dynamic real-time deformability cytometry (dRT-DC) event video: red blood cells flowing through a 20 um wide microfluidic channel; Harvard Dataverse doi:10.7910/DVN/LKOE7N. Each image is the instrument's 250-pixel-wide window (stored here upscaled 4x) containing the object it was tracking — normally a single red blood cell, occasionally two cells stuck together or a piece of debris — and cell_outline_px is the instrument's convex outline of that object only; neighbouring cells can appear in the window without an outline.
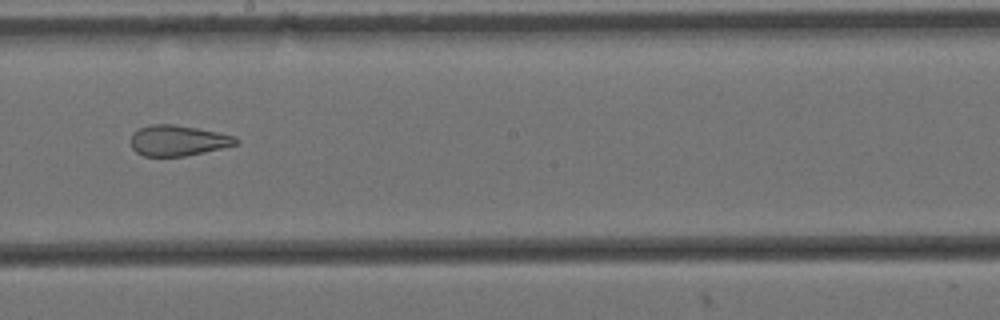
{"species": "Egyptian fruit bat (a non-hibernating species)", "species_latin": "Rousettus aegyptiacus", "temperature_condition": "cold", "stored_images_in_passage": 12, "camera_frame_rate_fps": 3000, "um_per_image_px": 0.085, "animal": {"sex": "female"}, "frame": {"image": 1, "passage_image": 10, "time_ms": 3.0, "image_size_px": [1000, 320], "cell_outline_px": [[240, 140], [236, 144], [204, 152], [184, 156], [144, 156], [136, 152], [132, 148], [128, 140], [132, 132], [140, 128], [152, 124], [172, 124], [196, 128], [236, 136]], "centroid_in_image_um": [15.07, 11.94], "position_along_channel_um": 233.1, "area_um2": 18.79}}
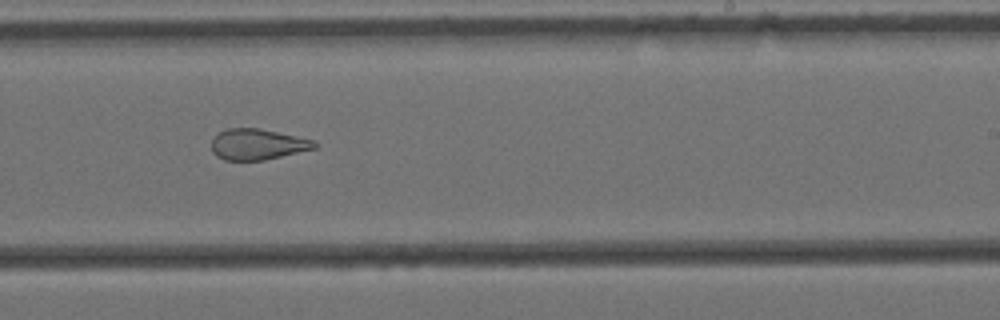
{"frame": {"image": 2, "passage_image": 11, "time_ms": 3.333, "image_size_px": [1000, 320], "cell_outline_px": [[320, 144], [316, 148], [264, 160], [224, 160], [216, 156], [212, 152], [212, 140], [220, 132], [228, 128], [260, 128], [316, 140]], "centroid_in_image_um": [21.93, 12.26], "position_along_channel_um": 267.1, "area_um2": 18.61}}
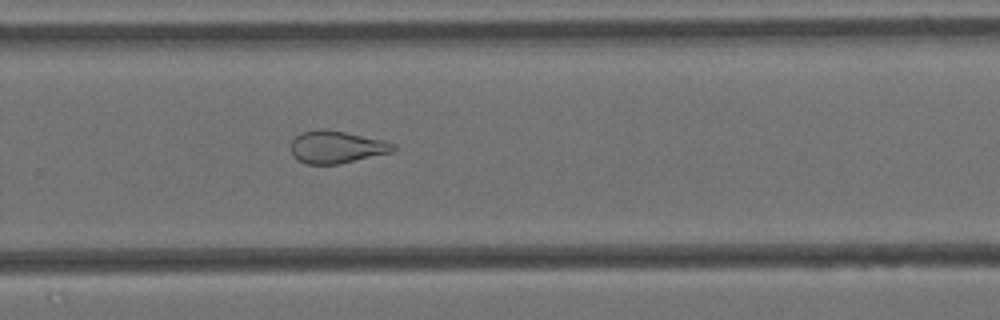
{"frame": {"image": 3, "passage_image": 12, "time_ms": 3.667, "image_size_px": [1000, 320], "cell_outline_px": [[396, 148], [392, 152], [340, 164], [308, 164], [296, 160], [292, 156], [292, 140], [300, 132], [316, 128], [324, 128], [384, 140], [396, 144]], "centroid_in_image_um": [28.59, 12.49], "position_along_channel_um": 301.2, "area_um2": 19.54}}